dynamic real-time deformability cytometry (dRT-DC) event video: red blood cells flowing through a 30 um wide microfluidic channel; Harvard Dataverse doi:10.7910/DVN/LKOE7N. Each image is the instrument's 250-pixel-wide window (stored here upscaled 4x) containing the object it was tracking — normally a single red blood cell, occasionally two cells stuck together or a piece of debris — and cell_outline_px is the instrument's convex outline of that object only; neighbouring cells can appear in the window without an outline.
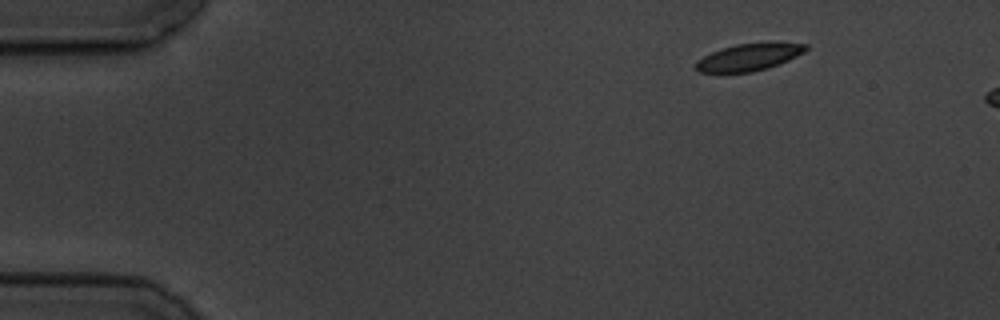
{"species": "common noctule bat (a hibernating species)", "species_latin": "Nyctalus noctula", "temperature_condition": "cold", "stored_images_in_passage": 3, "camera_frame_rate_fps": 3000, "um_per_image_px": 0.085, "animal": {"sex": "male", "body_mass_g": 19.5, "forearm_length_mm": 54.6}, "frame": {"image": 1, "passage_image": 1, "time_ms": 0.0, "image_size_px": [1000, 320], "cell_outline_px": [[808, 48], [804, 52], [788, 60], [768, 68], [752, 72], [700, 72], [696, 68], [696, 60], [712, 52], [736, 44], [768, 40], [808, 44]], "centroid_in_image_um": [63.73, 4.81], "position_along_channel_um": 21.3, "area_um2": 17.69}}